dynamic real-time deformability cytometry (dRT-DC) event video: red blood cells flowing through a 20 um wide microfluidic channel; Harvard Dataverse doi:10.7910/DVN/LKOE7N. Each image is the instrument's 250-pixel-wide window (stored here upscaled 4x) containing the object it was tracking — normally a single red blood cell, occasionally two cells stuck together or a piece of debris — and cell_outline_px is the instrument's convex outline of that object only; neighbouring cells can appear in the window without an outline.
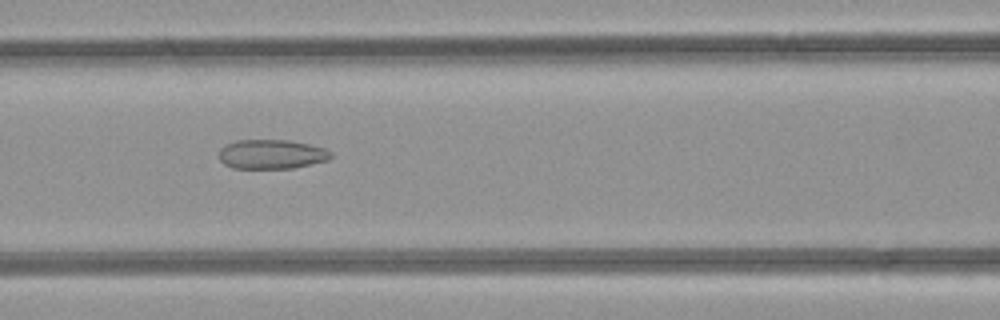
{"species": "common noctule bat (a hibernating species)", "species_latin": "Nyctalus noctula", "temperature_condition": "room temperature", "stored_images_in_passage": 41, "camera_frame_rate_fps": 3000, "um_per_image_px": 0.085, "animal": {"sex": "female", "body_mass_g": 21.9}, "frame": {"image": 1, "passage_image": 13, "time_ms": 4.0, "image_size_px": [1000, 320], "cell_outline_px": [[332, 156], [328, 160], [292, 168], [232, 168], [224, 164], [220, 160], [220, 148], [224, 144], [236, 140], [288, 140], [308, 144], [324, 148], [332, 152]], "centroid_in_image_um": [23.06, 13.1], "position_along_channel_um": 143.5, "area_um2": 19.13}}
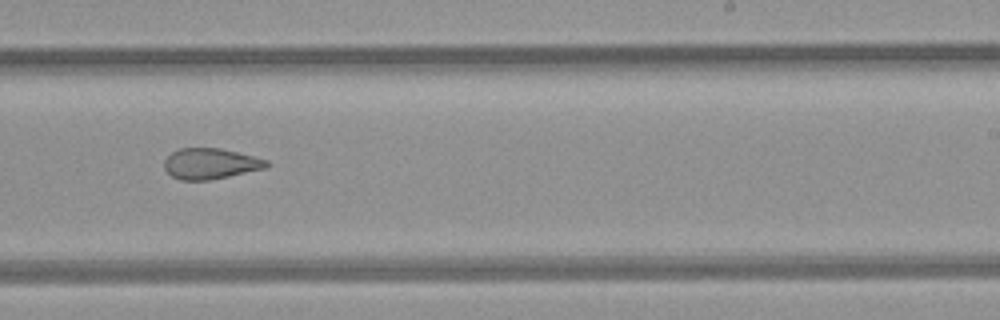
{"frame": {"image": 2, "passage_image": 22, "time_ms": 7.0, "image_size_px": [1000, 320], "cell_outline_px": [[272, 164], [268, 168], [208, 180], [180, 180], [172, 176], [164, 168], [164, 160], [172, 152], [180, 148], [220, 148], [268, 160]], "centroid_in_image_um": [17.91, 13.91], "position_along_channel_um": 271.1, "area_um2": 18.32}}
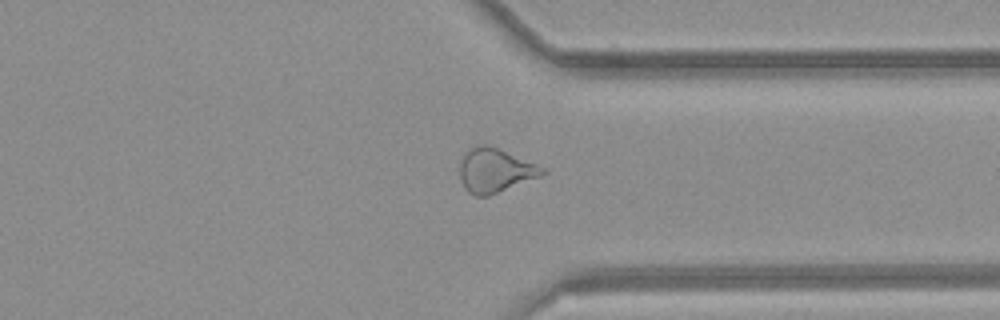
{"frame": {"image": 3, "passage_image": 29, "time_ms": 9.333, "image_size_px": [1000, 320], "cell_outline_px": [[548, 172], [540, 176], [488, 196], [476, 196], [468, 192], [464, 188], [460, 180], [460, 164], [464, 152], [476, 144], [484, 144], [496, 148], [536, 164], [544, 168]], "centroid_in_image_um": [42.03, 14.49], "position_along_channel_um": 369.4, "area_um2": 20.98}, "authors_computed_cell_mechanics": {"area_um2": 21.5016, "velocity_mm_per_s": 4.2562, "shape_relaxation_time_tau1_ms": null, "shape_relaxation_time_tau2_ms": 2.4225, "deformation_change_tau1": null, "deformation_change_tau2": 0.1096}}